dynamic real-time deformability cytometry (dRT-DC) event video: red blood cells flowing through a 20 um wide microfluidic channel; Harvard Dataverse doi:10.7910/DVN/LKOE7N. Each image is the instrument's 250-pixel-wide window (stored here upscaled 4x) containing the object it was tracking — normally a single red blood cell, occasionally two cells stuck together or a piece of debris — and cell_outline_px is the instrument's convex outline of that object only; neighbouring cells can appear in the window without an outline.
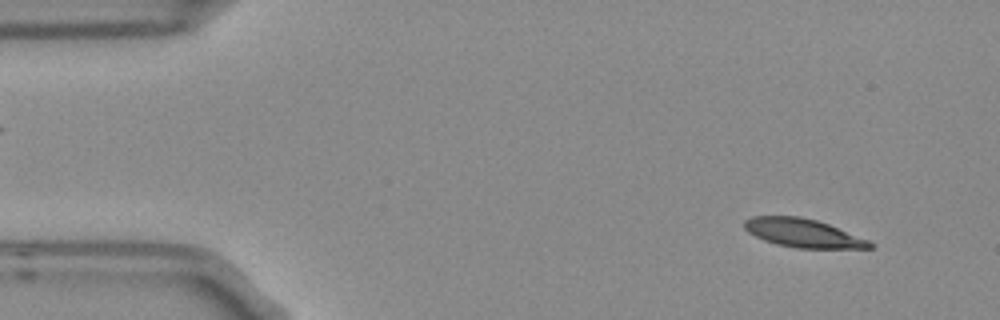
{"species": "Egyptian fruit bat (a non-hibernating species)", "species_latin": "Rousettus aegyptiacus", "temperature_condition": "room temperature", "stored_images_in_passage": 5, "segment_of_instrument_passage": [1, 2], "camera_frame_rate_fps": 3000, "um_per_image_px": 0.085, "frame": {"image": 1, "passage_image": 1, "time_ms": 0.0, "image_size_px": [1000, 320], "cell_outline_px": [[876, 248], [796, 248], [776, 244], [764, 240], [748, 232], [744, 228], [744, 220], [752, 216], [800, 216], [816, 220], [828, 224], [868, 240], [876, 244]], "centroid_in_image_um": [68.26, 19.81], "position_along_channel_um": 16.7, "area_um2": 20.81}}
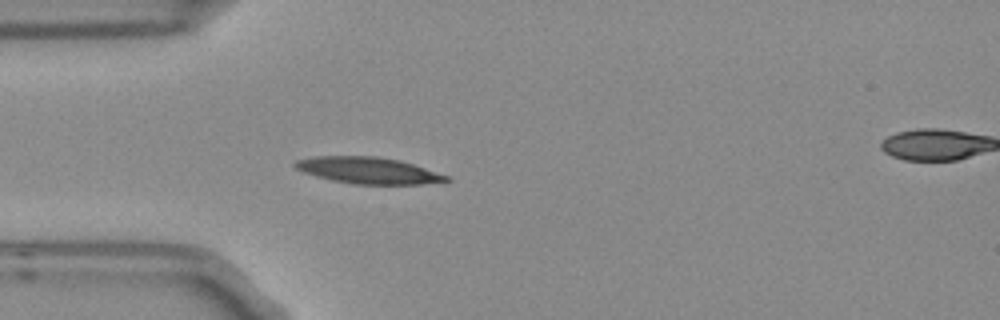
{"frame": {"image": 2, "passage_image": 4, "time_ms": 1.0, "image_size_px": [1000, 320], "cell_outline_px": [[452, 180], [420, 184], [352, 184], [332, 180], [316, 176], [304, 172], [296, 168], [292, 164], [296, 160], [316, 156], [376, 156], [400, 160], [448, 176]], "centroid_in_image_um": [31.26, 14.48], "position_along_channel_um": 53.7, "area_um2": 23.12}}